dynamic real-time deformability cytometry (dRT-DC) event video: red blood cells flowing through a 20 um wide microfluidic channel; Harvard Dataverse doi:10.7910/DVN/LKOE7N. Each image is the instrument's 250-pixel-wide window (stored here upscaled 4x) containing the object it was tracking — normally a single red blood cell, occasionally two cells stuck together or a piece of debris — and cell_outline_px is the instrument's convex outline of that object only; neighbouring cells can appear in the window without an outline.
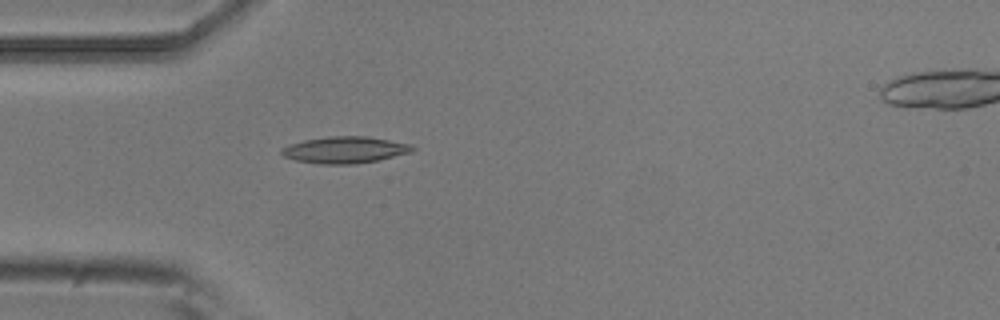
{"species": "common noctule bat (a hibernating species)", "species_latin": "Nyctalus noctula", "temperature_condition": "room temperature", "stored_images_in_passage": 6, "camera_frame_rate_fps": 3000, "um_per_image_px": 0.085, "animal": {"sex": "male", "body_mass_g": 20.5, "forearm_length_mm": 52.5}, "frame": {"image": 1, "passage_image": 5, "time_ms": 1.333, "image_size_px": [1000, 320], "cell_outline_px": [[416, 148], [412, 152], [380, 160], [356, 164], [320, 164], [296, 160], [284, 156], [280, 152], [280, 148], [288, 144], [304, 140], [328, 136], [368, 136], [412, 144]], "centroid_in_image_um": [29.33, 12.74], "position_along_channel_um": 55.7, "area_um2": 20.58}}